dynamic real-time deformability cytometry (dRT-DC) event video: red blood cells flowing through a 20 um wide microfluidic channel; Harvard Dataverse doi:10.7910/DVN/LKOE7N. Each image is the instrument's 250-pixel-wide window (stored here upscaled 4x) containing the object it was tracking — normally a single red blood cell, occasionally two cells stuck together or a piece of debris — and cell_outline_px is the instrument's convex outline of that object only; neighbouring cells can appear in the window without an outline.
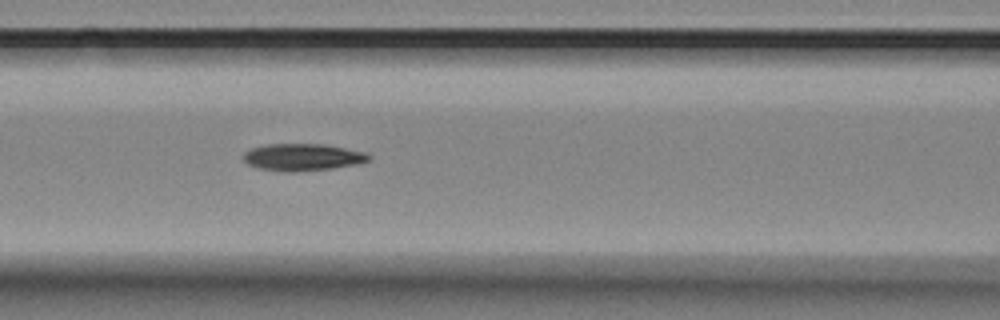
{"species": "Egyptian fruit bat (a non-hibernating species)", "species_latin": "Rousettus aegyptiacus", "temperature_condition": "room temperature", "stored_images_in_passage": 6, "camera_frame_rate_fps": 3000, "um_per_image_px": 0.085, "animal": {"sex": "female"}, "frame": {"image": 1, "passage_image": 6, "time_ms": 1.667, "image_size_px": [1000, 320], "cell_outline_px": [[372, 156], [368, 160], [356, 164], [328, 168], [292, 172], [288, 172], [256, 168], [248, 164], [240, 156], [244, 152], [252, 148], [268, 144], [320, 144], [344, 148], [364, 152]], "centroid_in_image_um": [25.64, 13.36], "position_along_channel_um": 141.0, "area_um2": 19.54}}